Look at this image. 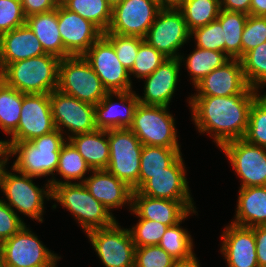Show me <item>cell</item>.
I'll return each mask as SVG.
<instances>
[{"label":"cell","mask_w":266,"mask_h":267,"mask_svg":"<svg viewBox=\"0 0 266 267\" xmlns=\"http://www.w3.org/2000/svg\"><path fill=\"white\" fill-rule=\"evenodd\" d=\"M260 94L234 96H190L187 99L194 127L200 134L212 137L218 148L223 144L244 138L249 111Z\"/></svg>","instance_id":"1"},{"label":"cell","mask_w":266,"mask_h":267,"mask_svg":"<svg viewBox=\"0 0 266 267\" xmlns=\"http://www.w3.org/2000/svg\"><path fill=\"white\" fill-rule=\"evenodd\" d=\"M9 155L6 149L5 140H0V165H9Z\"/></svg>","instance_id":"52"},{"label":"cell","mask_w":266,"mask_h":267,"mask_svg":"<svg viewBox=\"0 0 266 267\" xmlns=\"http://www.w3.org/2000/svg\"><path fill=\"white\" fill-rule=\"evenodd\" d=\"M91 170H106L109 163L108 130L96 129L68 139Z\"/></svg>","instance_id":"28"},{"label":"cell","mask_w":266,"mask_h":267,"mask_svg":"<svg viewBox=\"0 0 266 267\" xmlns=\"http://www.w3.org/2000/svg\"><path fill=\"white\" fill-rule=\"evenodd\" d=\"M109 163L106 170L139 190L140 157L143 144L129 128L109 129Z\"/></svg>","instance_id":"8"},{"label":"cell","mask_w":266,"mask_h":267,"mask_svg":"<svg viewBox=\"0 0 266 267\" xmlns=\"http://www.w3.org/2000/svg\"><path fill=\"white\" fill-rule=\"evenodd\" d=\"M85 234L105 267H134L136 247L129 229L121 227L118 220Z\"/></svg>","instance_id":"10"},{"label":"cell","mask_w":266,"mask_h":267,"mask_svg":"<svg viewBox=\"0 0 266 267\" xmlns=\"http://www.w3.org/2000/svg\"><path fill=\"white\" fill-rule=\"evenodd\" d=\"M107 92L133 90L129 72L120 63L112 43L102 35L83 55Z\"/></svg>","instance_id":"14"},{"label":"cell","mask_w":266,"mask_h":267,"mask_svg":"<svg viewBox=\"0 0 266 267\" xmlns=\"http://www.w3.org/2000/svg\"><path fill=\"white\" fill-rule=\"evenodd\" d=\"M243 74L249 87H266V42L253 48L240 58Z\"/></svg>","instance_id":"37"},{"label":"cell","mask_w":266,"mask_h":267,"mask_svg":"<svg viewBox=\"0 0 266 267\" xmlns=\"http://www.w3.org/2000/svg\"><path fill=\"white\" fill-rule=\"evenodd\" d=\"M181 154L163 172L151 178L138 190L141 194L174 201H194L187 180V169Z\"/></svg>","instance_id":"19"},{"label":"cell","mask_w":266,"mask_h":267,"mask_svg":"<svg viewBox=\"0 0 266 267\" xmlns=\"http://www.w3.org/2000/svg\"><path fill=\"white\" fill-rule=\"evenodd\" d=\"M5 83L4 66L0 61V87Z\"/></svg>","instance_id":"54"},{"label":"cell","mask_w":266,"mask_h":267,"mask_svg":"<svg viewBox=\"0 0 266 267\" xmlns=\"http://www.w3.org/2000/svg\"><path fill=\"white\" fill-rule=\"evenodd\" d=\"M231 223L244 227L266 225V186L239 188Z\"/></svg>","instance_id":"26"},{"label":"cell","mask_w":266,"mask_h":267,"mask_svg":"<svg viewBox=\"0 0 266 267\" xmlns=\"http://www.w3.org/2000/svg\"><path fill=\"white\" fill-rule=\"evenodd\" d=\"M219 149L240 178V188L266 186V148L241 138L229 141Z\"/></svg>","instance_id":"12"},{"label":"cell","mask_w":266,"mask_h":267,"mask_svg":"<svg viewBox=\"0 0 266 267\" xmlns=\"http://www.w3.org/2000/svg\"><path fill=\"white\" fill-rule=\"evenodd\" d=\"M248 15L221 9L217 20L224 30V53L230 59L242 57V33Z\"/></svg>","instance_id":"32"},{"label":"cell","mask_w":266,"mask_h":267,"mask_svg":"<svg viewBox=\"0 0 266 267\" xmlns=\"http://www.w3.org/2000/svg\"><path fill=\"white\" fill-rule=\"evenodd\" d=\"M179 60L181 65L185 66L194 87L214 69L227 63L230 58L221 51L206 50L196 47L186 57L184 53H181Z\"/></svg>","instance_id":"29"},{"label":"cell","mask_w":266,"mask_h":267,"mask_svg":"<svg viewBox=\"0 0 266 267\" xmlns=\"http://www.w3.org/2000/svg\"><path fill=\"white\" fill-rule=\"evenodd\" d=\"M26 223L0 199V244L16 234Z\"/></svg>","instance_id":"46"},{"label":"cell","mask_w":266,"mask_h":267,"mask_svg":"<svg viewBox=\"0 0 266 267\" xmlns=\"http://www.w3.org/2000/svg\"><path fill=\"white\" fill-rule=\"evenodd\" d=\"M199 261L196 254L193 253L190 257L175 260L173 267H201Z\"/></svg>","instance_id":"51"},{"label":"cell","mask_w":266,"mask_h":267,"mask_svg":"<svg viewBox=\"0 0 266 267\" xmlns=\"http://www.w3.org/2000/svg\"><path fill=\"white\" fill-rule=\"evenodd\" d=\"M7 167L6 165H0V185H1V175L4 170V168Z\"/></svg>","instance_id":"56"},{"label":"cell","mask_w":266,"mask_h":267,"mask_svg":"<svg viewBox=\"0 0 266 267\" xmlns=\"http://www.w3.org/2000/svg\"><path fill=\"white\" fill-rule=\"evenodd\" d=\"M175 260L159 245L136 247L134 267H173Z\"/></svg>","instance_id":"43"},{"label":"cell","mask_w":266,"mask_h":267,"mask_svg":"<svg viewBox=\"0 0 266 267\" xmlns=\"http://www.w3.org/2000/svg\"><path fill=\"white\" fill-rule=\"evenodd\" d=\"M57 20L63 46L71 56H83L103 35L93 23L68 10L61 2L57 7Z\"/></svg>","instance_id":"18"},{"label":"cell","mask_w":266,"mask_h":267,"mask_svg":"<svg viewBox=\"0 0 266 267\" xmlns=\"http://www.w3.org/2000/svg\"><path fill=\"white\" fill-rule=\"evenodd\" d=\"M181 67L179 58H167L151 75L142 78L144 96L137 94L139 103L170 107V102L175 97L174 94L180 82Z\"/></svg>","instance_id":"20"},{"label":"cell","mask_w":266,"mask_h":267,"mask_svg":"<svg viewBox=\"0 0 266 267\" xmlns=\"http://www.w3.org/2000/svg\"><path fill=\"white\" fill-rule=\"evenodd\" d=\"M91 168L80 155L75 146L69 141L62 145L59 154L58 166L56 169L57 175L62 179H52V185H59L62 183H83L87 173H91Z\"/></svg>","instance_id":"30"},{"label":"cell","mask_w":266,"mask_h":267,"mask_svg":"<svg viewBox=\"0 0 266 267\" xmlns=\"http://www.w3.org/2000/svg\"><path fill=\"white\" fill-rule=\"evenodd\" d=\"M168 106L138 104L129 129L143 145L181 148L174 115Z\"/></svg>","instance_id":"7"},{"label":"cell","mask_w":266,"mask_h":267,"mask_svg":"<svg viewBox=\"0 0 266 267\" xmlns=\"http://www.w3.org/2000/svg\"><path fill=\"white\" fill-rule=\"evenodd\" d=\"M130 212L139 218L136 225L128 228L135 247L158 245L168 226L160 222L141 219L133 210Z\"/></svg>","instance_id":"40"},{"label":"cell","mask_w":266,"mask_h":267,"mask_svg":"<svg viewBox=\"0 0 266 267\" xmlns=\"http://www.w3.org/2000/svg\"><path fill=\"white\" fill-rule=\"evenodd\" d=\"M11 171L5 167L1 175V193L5 199L1 198L9 205L18 215V213L26 215L28 218L36 222H44L45 201H51L52 188L47 181L45 186L35 185L33 179L37 178L29 176L10 167ZM13 172V173H12ZM16 173V174H15ZM46 199V200H45ZM8 202H7V201Z\"/></svg>","instance_id":"4"},{"label":"cell","mask_w":266,"mask_h":267,"mask_svg":"<svg viewBox=\"0 0 266 267\" xmlns=\"http://www.w3.org/2000/svg\"><path fill=\"white\" fill-rule=\"evenodd\" d=\"M178 8L190 32L216 20L221 10L220 0H185Z\"/></svg>","instance_id":"36"},{"label":"cell","mask_w":266,"mask_h":267,"mask_svg":"<svg viewBox=\"0 0 266 267\" xmlns=\"http://www.w3.org/2000/svg\"><path fill=\"white\" fill-rule=\"evenodd\" d=\"M243 139L266 148V92L260 94L250 107L248 126Z\"/></svg>","instance_id":"38"},{"label":"cell","mask_w":266,"mask_h":267,"mask_svg":"<svg viewBox=\"0 0 266 267\" xmlns=\"http://www.w3.org/2000/svg\"><path fill=\"white\" fill-rule=\"evenodd\" d=\"M123 0H107V2L114 7L115 5L121 3Z\"/></svg>","instance_id":"55"},{"label":"cell","mask_w":266,"mask_h":267,"mask_svg":"<svg viewBox=\"0 0 266 267\" xmlns=\"http://www.w3.org/2000/svg\"><path fill=\"white\" fill-rule=\"evenodd\" d=\"M181 154V148L143 145L140 157L139 189L151 178V175L163 172Z\"/></svg>","instance_id":"31"},{"label":"cell","mask_w":266,"mask_h":267,"mask_svg":"<svg viewBox=\"0 0 266 267\" xmlns=\"http://www.w3.org/2000/svg\"><path fill=\"white\" fill-rule=\"evenodd\" d=\"M190 33L181 10L164 7L158 12L144 40L166 58H179L182 46L191 40Z\"/></svg>","instance_id":"11"},{"label":"cell","mask_w":266,"mask_h":267,"mask_svg":"<svg viewBox=\"0 0 266 267\" xmlns=\"http://www.w3.org/2000/svg\"><path fill=\"white\" fill-rule=\"evenodd\" d=\"M46 54L27 24L0 35V61L4 68L13 62Z\"/></svg>","instance_id":"25"},{"label":"cell","mask_w":266,"mask_h":267,"mask_svg":"<svg viewBox=\"0 0 266 267\" xmlns=\"http://www.w3.org/2000/svg\"><path fill=\"white\" fill-rule=\"evenodd\" d=\"M57 90L94 106L108 93L83 56L60 59Z\"/></svg>","instance_id":"6"},{"label":"cell","mask_w":266,"mask_h":267,"mask_svg":"<svg viewBox=\"0 0 266 267\" xmlns=\"http://www.w3.org/2000/svg\"><path fill=\"white\" fill-rule=\"evenodd\" d=\"M252 0H220V8L231 12H241L250 15Z\"/></svg>","instance_id":"49"},{"label":"cell","mask_w":266,"mask_h":267,"mask_svg":"<svg viewBox=\"0 0 266 267\" xmlns=\"http://www.w3.org/2000/svg\"><path fill=\"white\" fill-rule=\"evenodd\" d=\"M166 59L161 52L143 40L139 45L134 65L129 71L130 79L132 75L137 80L151 75Z\"/></svg>","instance_id":"39"},{"label":"cell","mask_w":266,"mask_h":267,"mask_svg":"<svg viewBox=\"0 0 266 267\" xmlns=\"http://www.w3.org/2000/svg\"><path fill=\"white\" fill-rule=\"evenodd\" d=\"M53 122L68 140L74 135L96 130L95 106L54 90L49 94ZM66 134V135H65Z\"/></svg>","instance_id":"13"},{"label":"cell","mask_w":266,"mask_h":267,"mask_svg":"<svg viewBox=\"0 0 266 267\" xmlns=\"http://www.w3.org/2000/svg\"><path fill=\"white\" fill-rule=\"evenodd\" d=\"M195 201H174L148 197L132 192V210L141 218L167 226L180 222L190 211L197 209Z\"/></svg>","instance_id":"23"},{"label":"cell","mask_w":266,"mask_h":267,"mask_svg":"<svg viewBox=\"0 0 266 267\" xmlns=\"http://www.w3.org/2000/svg\"><path fill=\"white\" fill-rule=\"evenodd\" d=\"M185 0H162V8H178Z\"/></svg>","instance_id":"53"},{"label":"cell","mask_w":266,"mask_h":267,"mask_svg":"<svg viewBox=\"0 0 266 267\" xmlns=\"http://www.w3.org/2000/svg\"><path fill=\"white\" fill-rule=\"evenodd\" d=\"M53 210L60 204L70 212L83 232L111 226L116 218L102 203L97 201L83 183L51 185ZM57 202V204H55Z\"/></svg>","instance_id":"3"},{"label":"cell","mask_w":266,"mask_h":267,"mask_svg":"<svg viewBox=\"0 0 266 267\" xmlns=\"http://www.w3.org/2000/svg\"><path fill=\"white\" fill-rule=\"evenodd\" d=\"M27 226L0 244V261L7 267H57L62 257L49 250Z\"/></svg>","instance_id":"9"},{"label":"cell","mask_w":266,"mask_h":267,"mask_svg":"<svg viewBox=\"0 0 266 267\" xmlns=\"http://www.w3.org/2000/svg\"><path fill=\"white\" fill-rule=\"evenodd\" d=\"M103 35L112 43L117 58L129 72L136 60L139 45L144 38L138 36H122L114 33H103Z\"/></svg>","instance_id":"41"},{"label":"cell","mask_w":266,"mask_h":267,"mask_svg":"<svg viewBox=\"0 0 266 267\" xmlns=\"http://www.w3.org/2000/svg\"><path fill=\"white\" fill-rule=\"evenodd\" d=\"M161 7L150 0H123L112 7V17L105 33L144 38Z\"/></svg>","instance_id":"16"},{"label":"cell","mask_w":266,"mask_h":267,"mask_svg":"<svg viewBox=\"0 0 266 267\" xmlns=\"http://www.w3.org/2000/svg\"><path fill=\"white\" fill-rule=\"evenodd\" d=\"M196 213L198 214L196 209L192 210L180 222L168 226L158 244L176 260L190 257L195 253L192 235H190V232L186 228L184 229L181 224L183 221L185 222V219L189 216H193V214L197 215Z\"/></svg>","instance_id":"33"},{"label":"cell","mask_w":266,"mask_h":267,"mask_svg":"<svg viewBox=\"0 0 266 267\" xmlns=\"http://www.w3.org/2000/svg\"><path fill=\"white\" fill-rule=\"evenodd\" d=\"M66 137L57 129L31 141L5 143L9 158H15L12 167L20 173L39 178L51 176L52 185L59 161V154Z\"/></svg>","instance_id":"2"},{"label":"cell","mask_w":266,"mask_h":267,"mask_svg":"<svg viewBox=\"0 0 266 267\" xmlns=\"http://www.w3.org/2000/svg\"><path fill=\"white\" fill-rule=\"evenodd\" d=\"M190 38H194V44L202 49L221 51L224 53V30L216 19L209 24L192 30Z\"/></svg>","instance_id":"42"},{"label":"cell","mask_w":266,"mask_h":267,"mask_svg":"<svg viewBox=\"0 0 266 267\" xmlns=\"http://www.w3.org/2000/svg\"><path fill=\"white\" fill-rule=\"evenodd\" d=\"M49 94H24L17 130L5 143L31 141L54 131Z\"/></svg>","instance_id":"15"},{"label":"cell","mask_w":266,"mask_h":267,"mask_svg":"<svg viewBox=\"0 0 266 267\" xmlns=\"http://www.w3.org/2000/svg\"><path fill=\"white\" fill-rule=\"evenodd\" d=\"M70 11L93 23L102 33L108 30L112 6L107 0H60Z\"/></svg>","instance_id":"34"},{"label":"cell","mask_w":266,"mask_h":267,"mask_svg":"<svg viewBox=\"0 0 266 267\" xmlns=\"http://www.w3.org/2000/svg\"><path fill=\"white\" fill-rule=\"evenodd\" d=\"M25 17L55 10L60 0H20Z\"/></svg>","instance_id":"47"},{"label":"cell","mask_w":266,"mask_h":267,"mask_svg":"<svg viewBox=\"0 0 266 267\" xmlns=\"http://www.w3.org/2000/svg\"><path fill=\"white\" fill-rule=\"evenodd\" d=\"M156 4H158L162 8V0H150Z\"/></svg>","instance_id":"57"},{"label":"cell","mask_w":266,"mask_h":267,"mask_svg":"<svg viewBox=\"0 0 266 267\" xmlns=\"http://www.w3.org/2000/svg\"><path fill=\"white\" fill-rule=\"evenodd\" d=\"M26 24L38 38L46 54L54 55L59 59L71 56L63 46L58 28L57 8L47 13L26 17Z\"/></svg>","instance_id":"27"},{"label":"cell","mask_w":266,"mask_h":267,"mask_svg":"<svg viewBox=\"0 0 266 267\" xmlns=\"http://www.w3.org/2000/svg\"><path fill=\"white\" fill-rule=\"evenodd\" d=\"M90 175V176H89ZM83 184L110 212L127 206L132 210V188L107 170H92Z\"/></svg>","instance_id":"24"},{"label":"cell","mask_w":266,"mask_h":267,"mask_svg":"<svg viewBox=\"0 0 266 267\" xmlns=\"http://www.w3.org/2000/svg\"><path fill=\"white\" fill-rule=\"evenodd\" d=\"M256 255L259 267H266V225L255 226Z\"/></svg>","instance_id":"48"},{"label":"cell","mask_w":266,"mask_h":267,"mask_svg":"<svg viewBox=\"0 0 266 267\" xmlns=\"http://www.w3.org/2000/svg\"><path fill=\"white\" fill-rule=\"evenodd\" d=\"M250 15L266 16V0H252L250 5Z\"/></svg>","instance_id":"50"},{"label":"cell","mask_w":266,"mask_h":267,"mask_svg":"<svg viewBox=\"0 0 266 267\" xmlns=\"http://www.w3.org/2000/svg\"><path fill=\"white\" fill-rule=\"evenodd\" d=\"M220 253L227 267H259L254 227L228 223L220 236Z\"/></svg>","instance_id":"21"},{"label":"cell","mask_w":266,"mask_h":267,"mask_svg":"<svg viewBox=\"0 0 266 267\" xmlns=\"http://www.w3.org/2000/svg\"><path fill=\"white\" fill-rule=\"evenodd\" d=\"M26 24L20 0H0V35Z\"/></svg>","instance_id":"45"},{"label":"cell","mask_w":266,"mask_h":267,"mask_svg":"<svg viewBox=\"0 0 266 267\" xmlns=\"http://www.w3.org/2000/svg\"><path fill=\"white\" fill-rule=\"evenodd\" d=\"M60 59L44 54L8 64L5 83L24 94H50L57 90Z\"/></svg>","instance_id":"5"},{"label":"cell","mask_w":266,"mask_h":267,"mask_svg":"<svg viewBox=\"0 0 266 267\" xmlns=\"http://www.w3.org/2000/svg\"><path fill=\"white\" fill-rule=\"evenodd\" d=\"M191 96L226 97L237 94H261L248 86L240 59H230L223 66L214 69L196 86Z\"/></svg>","instance_id":"17"},{"label":"cell","mask_w":266,"mask_h":267,"mask_svg":"<svg viewBox=\"0 0 266 267\" xmlns=\"http://www.w3.org/2000/svg\"><path fill=\"white\" fill-rule=\"evenodd\" d=\"M138 104L136 91L108 92L95 105L96 128L103 130L129 128Z\"/></svg>","instance_id":"22"},{"label":"cell","mask_w":266,"mask_h":267,"mask_svg":"<svg viewBox=\"0 0 266 267\" xmlns=\"http://www.w3.org/2000/svg\"><path fill=\"white\" fill-rule=\"evenodd\" d=\"M266 42V16L248 15L242 33V56Z\"/></svg>","instance_id":"44"},{"label":"cell","mask_w":266,"mask_h":267,"mask_svg":"<svg viewBox=\"0 0 266 267\" xmlns=\"http://www.w3.org/2000/svg\"><path fill=\"white\" fill-rule=\"evenodd\" d=\"M22 102L23 93L6 83L0 87V128L7 136L17 130Z\"/></svg>","instance_id":"35"},{"label":"cell","mask_w":266,"mask_h":267,"mask_svg":"<svg viewBox=\"0 0 266 267\" xmlns=\"http://www.w3.org/2000/svg\"><path fill=\"white\" fill-rule=\"evenodd\" d=\"M0 267H7V266L0 261Z\"/></svg>","instance_id":"58"}]
</instances>
